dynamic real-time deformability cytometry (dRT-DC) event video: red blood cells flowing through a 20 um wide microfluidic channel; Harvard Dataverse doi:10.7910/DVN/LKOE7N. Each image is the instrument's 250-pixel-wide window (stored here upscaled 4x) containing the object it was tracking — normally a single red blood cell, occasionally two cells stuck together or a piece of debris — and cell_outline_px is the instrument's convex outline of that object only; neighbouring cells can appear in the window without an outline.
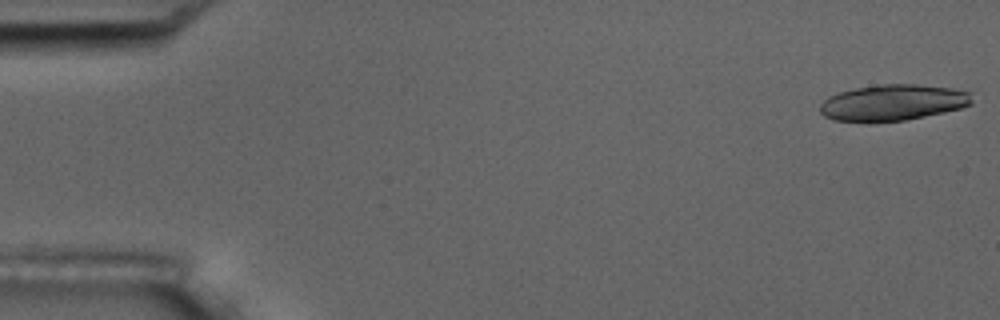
{"species": "common noctule bat (a hibernating species)", "species_latin": "Nyctalus noctula", "temperature_condition": "room temperature", "stored_images_in_passage": 6, "camera_frame_rate_fps": 3000, "um_per_image_px": 0.085, "animal": {"sex": "male", "body_mass_g": 17.5, "forearm_length_mm": 52.3}, "frame": {"image": 1, "passage_image": 1, "time_ms": 0.0, "image_size_px": [1000, 320], "cell_outline_px": [[972, 104], [960, 108], [944, 112], [904, 120], [832, 120], [824, 116], [820, 112], [820, 104], [828, 96], [840, 92], [856, 88], [880, 84], [916, 84], [952, 88], [972, 92]], "centroid_in_image_um": [75.93, 8.69], "position_along_channel_um": 9.1, "area_um2": 31.5}}